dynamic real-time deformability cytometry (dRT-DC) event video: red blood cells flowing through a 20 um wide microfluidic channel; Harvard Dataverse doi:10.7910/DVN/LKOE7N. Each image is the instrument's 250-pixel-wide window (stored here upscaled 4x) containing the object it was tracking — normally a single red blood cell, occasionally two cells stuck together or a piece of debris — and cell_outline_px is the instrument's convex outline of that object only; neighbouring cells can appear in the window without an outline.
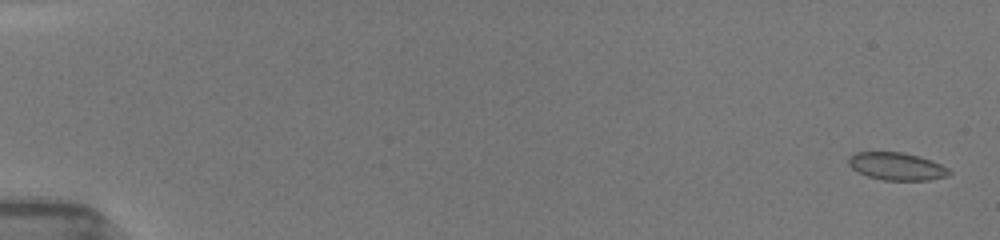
{"species": "common noctule bat (a hibernating species)", "species_latin": "Nyctalus noctula", "temperature_condition": "room temperature", "stored_images_in_passage": 40, "camera_frame_rate_fps": 3000, "um_per_image_px": 0.085, "animal": {"sex": "female", "body_mass_g": 19.5, "forearm_length_mm": 54.1}, "frame": {"image": 1, "passage_image": 3, "time_ms": 0.333, "image_size_px": [1000, 240], "cell_outline_px": [[952, 172], [948, 176], [928, 180], [884, 180], [868, 176], [852, 168], [848, 164], [848, 156], [856, 152], [900, 152], [916, 156], [940, 164], [948, 168]], "centroid_in_image_um": [76.2, 14.14], "position_along_channel_um": 8.8, "area_um2": 15.95}}
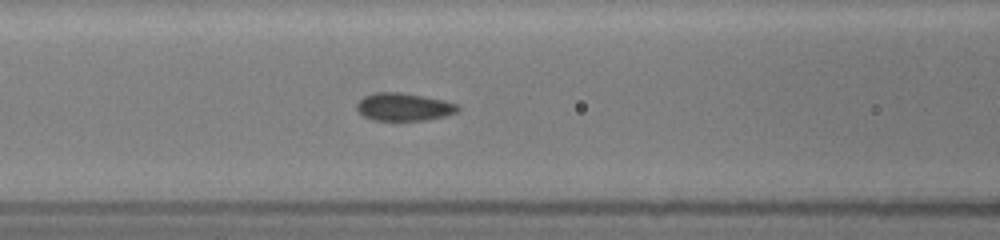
{"frame": {"image": 2, "passage_image": 34, "time_ms": 7.667, "image_size_px": [1000, 240], "cell_outline_px": [[460, 108], [456, 112], [444, 116], [428, 120], [372, 120], [364, 116], [356, 108], [356, 104], [364, 96], [376, 92], [400, 92], [424, 96], [444, 100], [456, 104]], "centroid_in_image_um": [34.31, 9.08], "position_along_channel_um": 132.3, "area_um2": 16.3}}
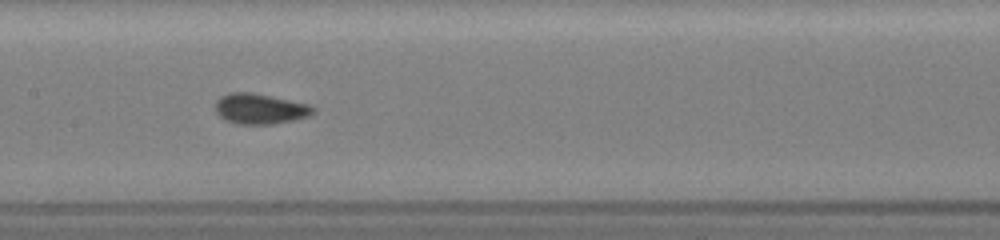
{"frame": {"image": 3, "passage_image": 39, "time_ms": 9.0, "image_size_px": [1000, 240], "cell_outline_px": [[316, 112], [308, 116], [292, 120], [272, 124], [236, 124], [224, 120], [216, 112], [216, 100], [220, 96], [232, 92], [252, 92], [308, 104], [316, 108]], "centroid_in_image_um": [22.09, 9.25], "position_along_channel_um": 185.3, "area_um2": 17.34}}